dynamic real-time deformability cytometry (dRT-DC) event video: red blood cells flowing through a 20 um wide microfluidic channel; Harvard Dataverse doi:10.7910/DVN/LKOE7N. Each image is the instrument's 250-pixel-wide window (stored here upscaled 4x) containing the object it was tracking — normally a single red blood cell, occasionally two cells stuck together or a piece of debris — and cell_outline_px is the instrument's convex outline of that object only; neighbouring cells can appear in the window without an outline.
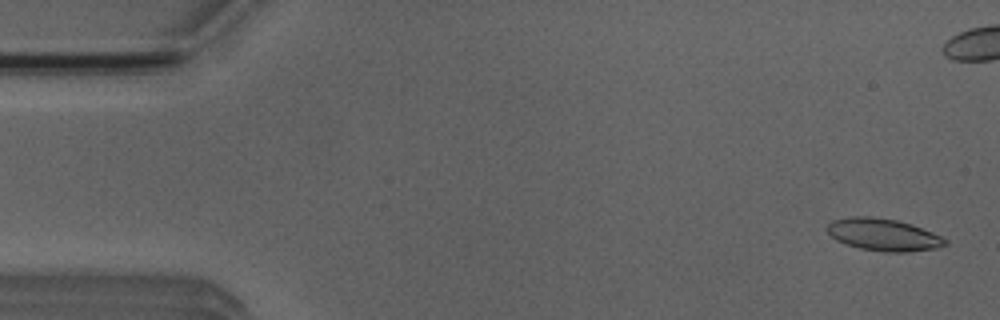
{"species": "Egyptian fruit bat (a non-hibernating species)", "species_latin": "Rousettus aegyptiacus", "temperature_condition": "room temperature", "stored_images_in_passage": 6, "camera_frame_rate_fps": 3000, "um_per_image_px": 0.085, "animal": {"sex": "male"}, "frame": {"image": 1, "passage_image": 1, "time_ms": 0.0, "image_size_px": [1000, 320], "cell_outline_px": [[948, 244], [936, 248], [908, 252], [884, 252], [860, 248], [844, 244], [836, 240], [824, 228], [832, 220], [852, 216], [872, 216], [896, 220], [912, 224], [932, 232], [948, 240]], "centroid_in_image_um": [75.07, 19.94], "position_along_channel_um": 9.9, "area_um2": 22.31}}